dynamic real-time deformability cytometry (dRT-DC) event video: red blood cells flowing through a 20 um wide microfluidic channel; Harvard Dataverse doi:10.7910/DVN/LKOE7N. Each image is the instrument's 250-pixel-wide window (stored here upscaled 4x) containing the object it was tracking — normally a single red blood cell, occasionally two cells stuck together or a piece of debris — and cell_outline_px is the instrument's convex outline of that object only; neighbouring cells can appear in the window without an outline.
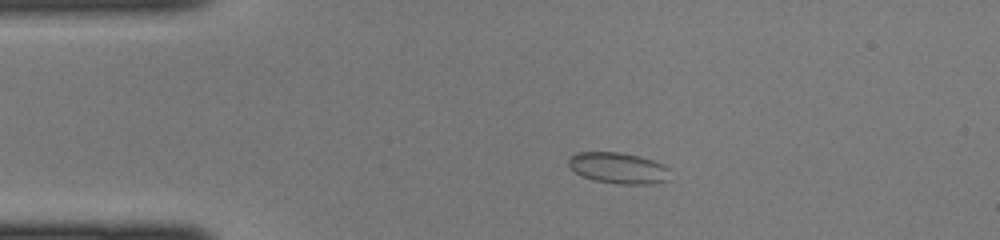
{"species": "common noctule bat (a hibernating species)", "species_latin": "Nyctalus noctula", "temperature_condition": "cold", "stored_images_in_passage": 41, "camera_frame_rate_fps": 3000, "um_per_image_px": 0.085, "animal": {"sex": "female", "body_mass_g": 22.0, "forearm_length_mm": 56.7}, "frame": {"image": 1, "passage_image": 5, "time_ms": 1.333, "image_size_px": [1000, 240], "cell_outline_px": [[668, 180], [652, 184], [616, 184], [592, 180], [580, 176], [568, 164], [568, 160], [572, 156], [580, 152], [620, 152], [640, 156], [664, 164], [668, 168]], "centroid_in_image_um": [52.56, 14.29], "position_along_channel_um": 32.4, "area_um2": 18.44}}
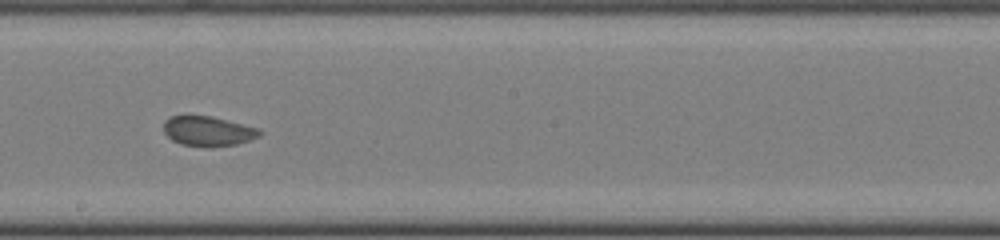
{"frame": {"image": 2, "passage_image": 21, "time_ms": 6.667, "image_size_px": [1000, 240], "cell_outline_px": [[264, 132], [260, 136], [236, 144], [212, 148], [208, 148], [180, 144], [172, 140], [164, 132], [164, 120], [168, 116], [184, 112], [188, 112], [212, 116], [256, 128]], "centroid_in_image_um": [17.59, 11.11], "position_along_channel_um": 230.6, "area_um2": 17.46}}
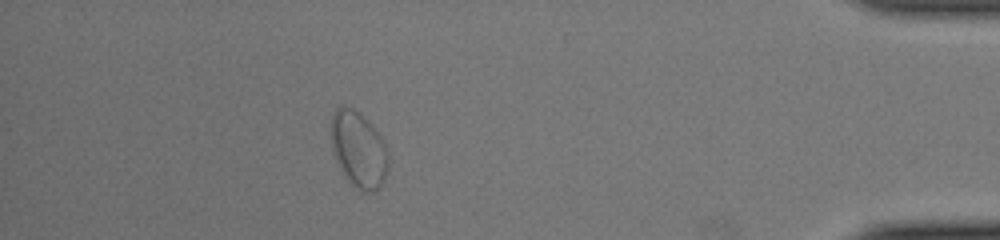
{"frame": {"image": 3, "passage_image": 36, "time_ms": 11.667, "image_size_px": [1000, 240], "cell_outline_px": [[388, 164], [384, 180], [372, 192], [360, 192], [352, 188], [344, 176], [336, 160], [332, 148], [332, 112], [336, 108], [352, 108], [372, 124], [384, 140], [388, 152]], "centroid_in_image_um": [30.49, 12.76], "position_along_channel_um": 404.7, "area_um2": 25.32}}